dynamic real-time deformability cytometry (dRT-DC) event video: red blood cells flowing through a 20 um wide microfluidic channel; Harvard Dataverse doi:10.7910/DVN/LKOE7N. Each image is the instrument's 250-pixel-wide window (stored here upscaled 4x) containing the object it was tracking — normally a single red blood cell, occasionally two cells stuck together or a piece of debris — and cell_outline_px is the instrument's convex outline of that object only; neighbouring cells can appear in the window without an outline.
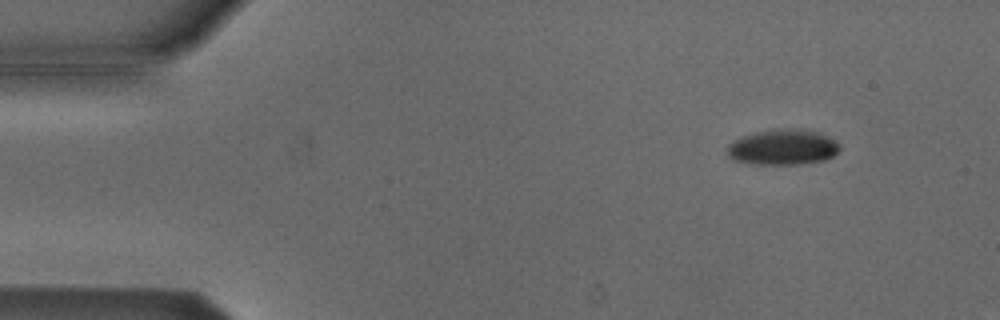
{"species": "Egyptian fruit bat (a non-hibernating species)", "species_latin": "Rousettus aegyptiacus", "temperature_condition": "cold", "stored_images_in_passage": 49, "camera_frame_rate_fps": 3000, "um_per_image_px": 0.085, "animal": {"sex": "male"}, "frame": {"image": 1, "passage_image": 1, "time_ms": 0.0, "image_size_px": [1000, 320], "cell_outline_px": [[840, 148], [832, 156], [824, 160], [800, 164], [752, 164], [732, 160], [728, 156], [728, 144], [744, 136], [756, 132], [792, 128], [820, 132], [836, 140], [840, 144]], "centroid_in_image_um": [66.56, 12.52], "position_along_channel_um": 18.4, "area_um2": 23.12}}
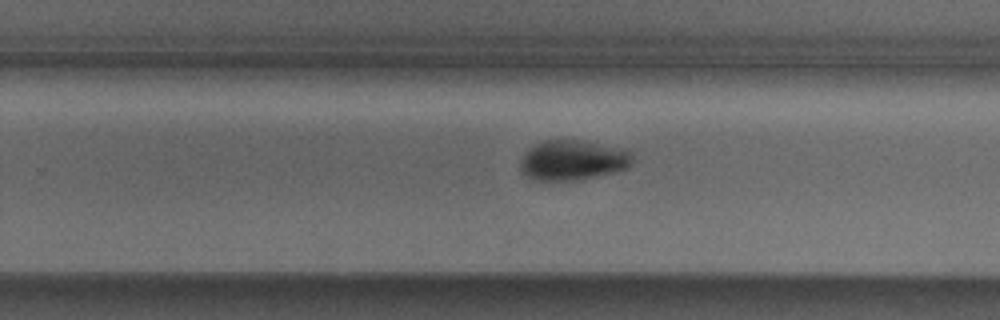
{"frame": {"image": 2, "passage_image": 29, "time_ms": 9.333, "image_size_px": [1000, 320], "cell_outline_px": [[632, 164], [628, 168], [580, 180], [532, 180], [520, 172], [520, 160], [528, 148], [544, 140], [584, 140], [624, 148], [632, 152]], "centroid_in_image_um": [48.68, 13.61], "position_along_channel_um": 281.1, "area_um2": 26.53}}
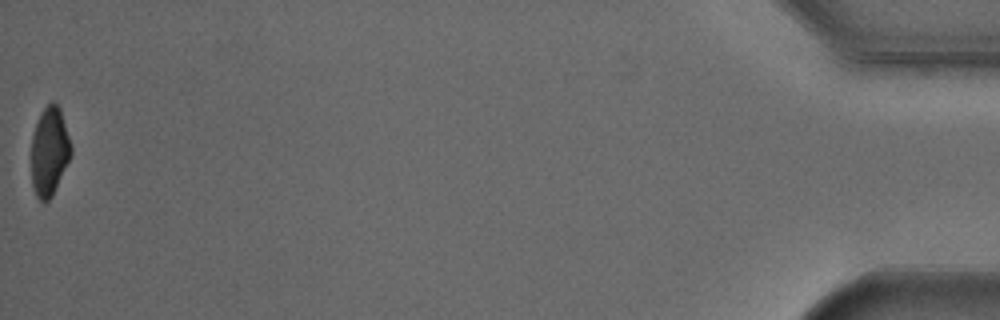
{"frame": {"image": 3, "passage_image": 49, "time_ms": 16.0, "image_size_px": [1000, 320], "cell_outline_px": [[72, 152], [52, 196], [44, 204], [36, 196], [32, 184], [32, 136], [40, 112], [52, 100], [60, 108], [72, 144]], "centroid_in_image_um": [4.21, 12.85], "position_along_channel_um": 431.0, "area_um2": 20.46}, "authors_computed_cell_mechanics": {"area_um2": 24.565, "velocity_mm_per_s": 3.808, "shape_relaxation_time_tau1_ms": 3.2386, "shape_relaxation_time_tau2_ms": null, "deformation_change_tau1": 0.0955, "deformation_change_tau2": null}}